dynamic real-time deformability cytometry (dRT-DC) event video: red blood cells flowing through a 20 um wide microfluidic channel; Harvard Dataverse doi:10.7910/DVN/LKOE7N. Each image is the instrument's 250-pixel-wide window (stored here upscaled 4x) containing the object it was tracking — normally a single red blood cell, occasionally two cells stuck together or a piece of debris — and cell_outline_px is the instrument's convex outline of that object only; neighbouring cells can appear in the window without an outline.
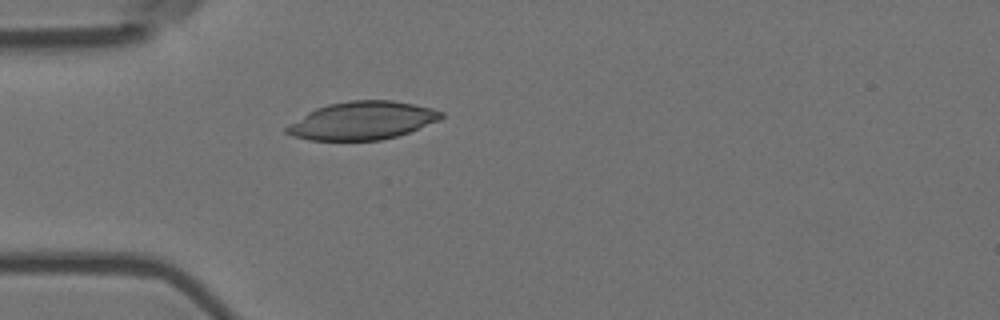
{"species": "Egyptian fruit bat (a non-hibernating species)", "species_latin": "Rousettus aegyptiacus", "temperature_condition": "room temperature", "stored_images_in_passage": 1, "camera_frame_rate_fps": 3000, "um_per_image_px": 0.085, "animal": {"sex": "female"}, "frame": {"image": 1, "passage_image": 1, "time_ms": 0.0, "image_size_px": [1000, 320], "cell_outline_px": [[444, 116], [440, 120], [408, 132], [396, 136], [380, 140], [308, 140], [292, 136], [284, 132], [284, 128], [288, 124], [308, 112], [316, 108], [328, 104], [352, 100], [392, 100], [432, 108], [444, 112]], "centroid_in_image_um": [30.77, 10.25], "position_along_channel_um": 54.2, "area_um2": 34.22}}